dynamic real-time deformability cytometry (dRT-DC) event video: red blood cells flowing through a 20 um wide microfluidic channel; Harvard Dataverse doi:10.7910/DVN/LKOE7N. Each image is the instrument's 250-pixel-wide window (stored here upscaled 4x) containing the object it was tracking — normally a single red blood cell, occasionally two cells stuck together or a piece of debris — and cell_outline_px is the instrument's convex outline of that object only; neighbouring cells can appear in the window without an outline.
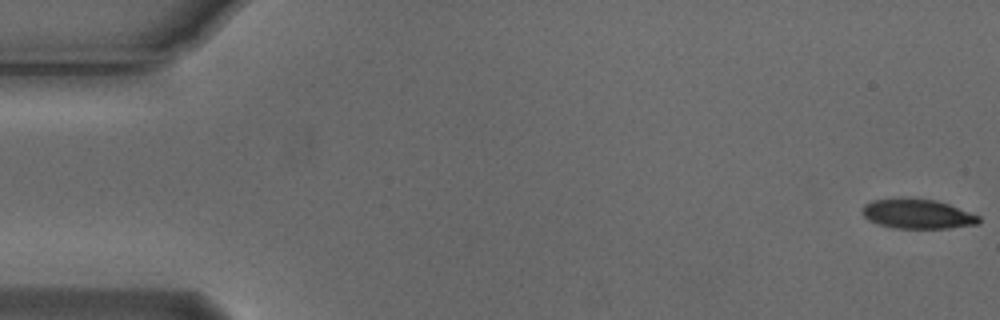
{"species": "Egyptian fruit bat (a non-hibernating species)", "species_latin": "Rousettus aegyptiacus", "temperature_condition": "cold", "stored_images_in_passage": 9, "camera_frame_rate_fps": 3000, "um_per_image_px": 0.085, "animal": {"sex": "male"}, "frame": {"image": 1, "passage_image": 1, "time_ms": 0.0, "image_size_px": [1000, 320], "cell_outline_px": [[980, 220], [976, 224], [948, 228], [896, 228], [880, 224], [868, 220], [860, 212], [864, 204], [872, 200], [908, 196], [936, 200], [948, 204], [980, 216]], "centroid_in_image_um": [77.93, 18.15], "position_along_channel_um": 7.1, "area_um2": 20.35}}